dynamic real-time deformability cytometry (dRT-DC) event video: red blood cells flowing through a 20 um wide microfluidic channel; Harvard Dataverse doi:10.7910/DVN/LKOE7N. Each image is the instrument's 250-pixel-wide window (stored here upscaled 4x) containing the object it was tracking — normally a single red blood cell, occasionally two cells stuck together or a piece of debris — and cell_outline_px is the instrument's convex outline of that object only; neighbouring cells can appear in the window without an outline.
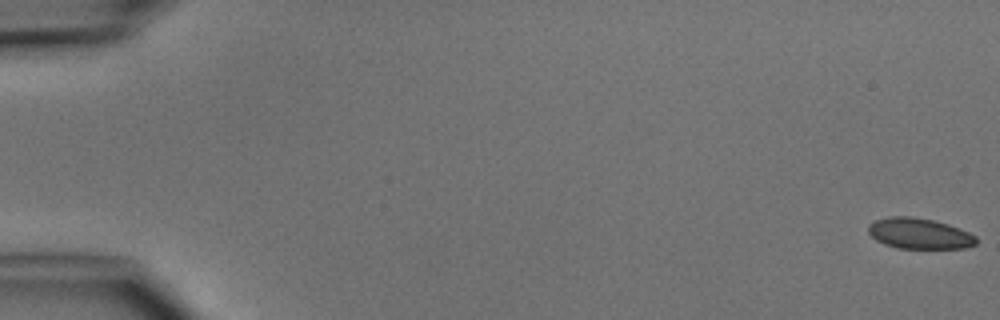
{"species": "common noctule bat (a hibernating species)", "species_latin": "Nyctalus noctula", "temperature_condition": "cold", "stored_images_in_passage": 5, "camera_frame_rate_fps": 3000, "um_per_image_px": 0.085, "animal": {"sex": "male", "body_mass_g": 15.6}, "frame": {"image": 1, "passage_image": 1, "time_ms": 0.0, "image_size_px": [1000, 320], "cell_outline_px": [[976, 244], [964, 248], [896, 248], [884, 244], [876, 240], [868, 232], [868, 224], [876, 220], [888, 216], [912, 216], [932, 220], [948, 224], [960, 228], [976, 236]], "centroid_in_image_um": [78.12, 19.84], "position_along_channel_um": 6.9, "area_um2": 19.36}}
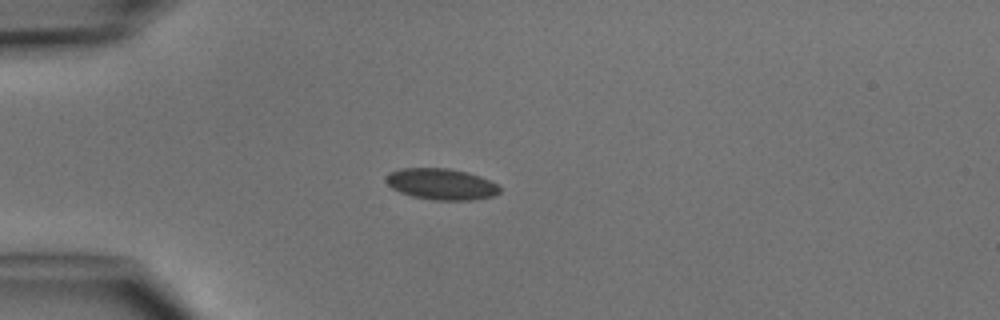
{"frame": {"image": 2, "passage_image": 4, "time_ms": 4.333, "image_size_px": [1000, 320], "cell_outline_px": [[500, 192], [492, 196], [472, 200], [432, 200], [412, 196], [400, 192], [392, 188], [384, 180], [384, 176], [388, 172], [400, 168], [448, 168], [468, 172], [480, 176], [496, 184], [500, 188]], "centroid_in_image_um": [37.46, 15.64], "position_along_channel_um": 47.5, "area_um2": 20.81}}